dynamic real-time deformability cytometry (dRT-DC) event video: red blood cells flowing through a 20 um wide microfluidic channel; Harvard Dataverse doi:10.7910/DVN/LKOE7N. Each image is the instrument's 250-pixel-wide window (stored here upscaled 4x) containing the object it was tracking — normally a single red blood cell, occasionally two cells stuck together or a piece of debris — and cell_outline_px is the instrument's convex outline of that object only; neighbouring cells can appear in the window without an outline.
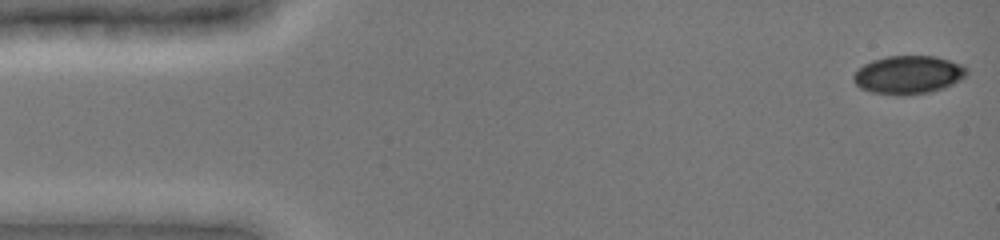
{"species": "common noctule bat (a hibernating species)", "species_latin": "Nyctalus noctula", "temperature_condition": "cold", "stored_images_in_passage": 47, "camera_frame_rate_fps": 3000, "um_per_image_px": 0.085, "animal": {"sex": "female", "body_mass_g": 19.0, "forearm_length_mm": 51.5}, "frame": {"image": 1, "passage_image": 1, "time_ms": 0.0, "image_size_px": [1000, 240], "cell_outline_px": [[968, 72], [960, 80], [944, 88], [928, 92], [900, 96], [872, 92], [860, 88], [852, 80], [852, 76], [864, 64], [872, 60], [888, 56], [936, 56], [964, 64], [968, 68]], "centroid_in_image_um": [77.22, 6.35], "position_along_channel_um": 7.8, "area_um2": 25.37}}
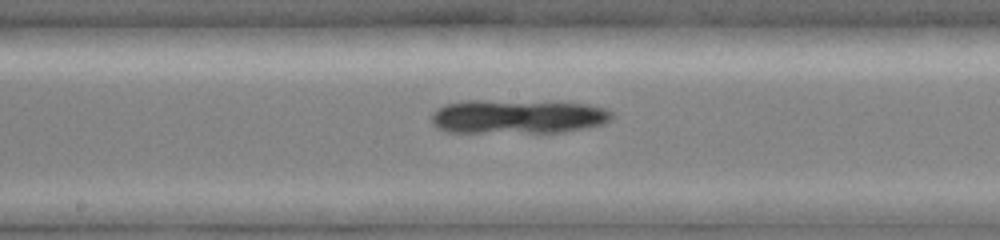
{"frame": {"image": 2, "passage_image": 24, "time_ms": 8.0, "image_size_px": [1000, 240], "cell_outline_px": [[612, 116], [604, 124], [588, 128], [564, 132], [448, 132], [436, 128], [432, 124], [432, 112], [436, 108], [444, 104], [464, 100], [480, 100], [592, 104], [608, 108], [612, 112]], "centroid_in_image_um": [43.99, 9.91], "position_along_channel_um": 204.2, "area_um2": 36.01}}
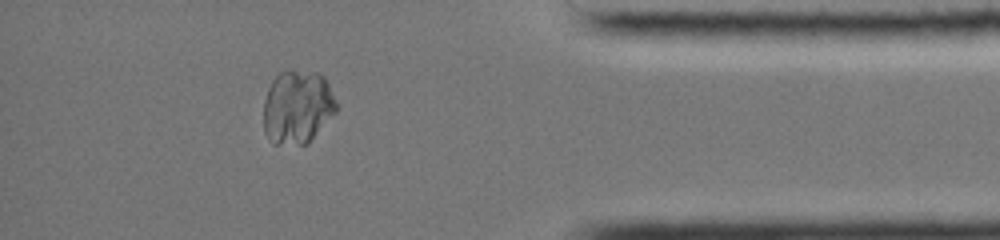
{"frame": {"image": 3, "passage_image": 41, "time_ms": 13.667, "image_size_px": [1000, 240], "cell_outline_px": [[336, 112], [308, 144], [272, 144], [268, 140], [264, 132], [264, 100], [268, 88], [272, 80], [280, 72], [288, 68], [320, 72], [324, 76], [336, 100]], "centroid_in_image_um": [25.27, 9.07], "position_along_channel_um": 409.9, "area_um2": 31.85}}